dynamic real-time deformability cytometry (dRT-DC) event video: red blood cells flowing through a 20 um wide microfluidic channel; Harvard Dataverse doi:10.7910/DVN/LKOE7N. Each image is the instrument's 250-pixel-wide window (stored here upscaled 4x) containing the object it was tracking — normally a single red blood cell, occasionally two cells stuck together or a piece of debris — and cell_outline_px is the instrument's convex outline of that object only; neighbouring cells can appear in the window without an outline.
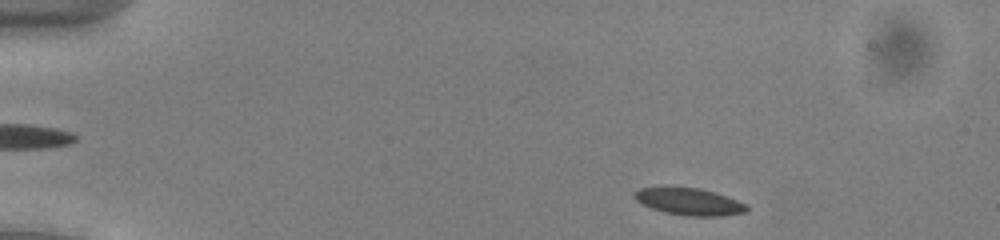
{"species": "common noctule bat (a hibernating species)", "species_latin": "Nyctalus noctula", "temperature_condition": "cold", "stored_images_in_passage": 47, "camera_frame_rate_fps": 3000, "um_per_image_px": 0.085, "animal": {"sex": "male", "body_mass_g": 13.0, "forearm_length_mm": 53.1}, "frame": {"image": 1, "passage_image": 3, "time_ms": 0.667, "image_size_px": [1000, 240], "cell_outline_px": [[748, 208], [744, 212], [720, 216], [688, 216], [664, 212], [652, 208], [636, 200], [632, 196], [640, 188], [660, 184], [668, 184], [700, 188], [748, 204]], "centroid_in_image_um": [58.49, 17.08], "position_along_channel_um": 26.5, "area_um2": 18.15}}
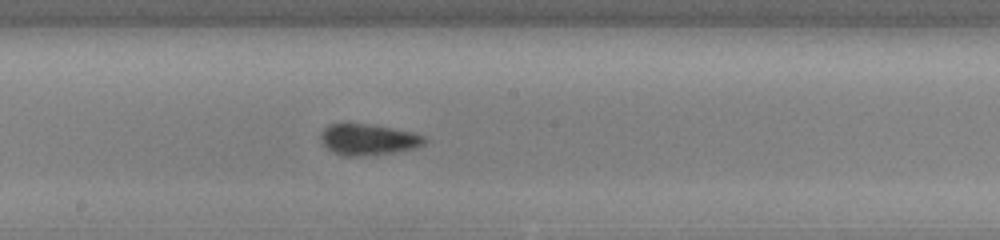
{"frame": {"image": 2, "passage_image": 24, "time_ms": 7.667, "image_size_px": [1000, 240], "cell_outline_px": [[428, 140], [424, 144], [416, 148], [392, 152], [364, 156], [344, 156], [328, 148], [320, 140], [320, 132], [328, 124], [344, 120], [372, 124], [412, 132], [424, 136]], "centroid_in_image_um": [31.25, 11.8], "position_along_channel_um": 216.9, "area_um2": 19.36}}
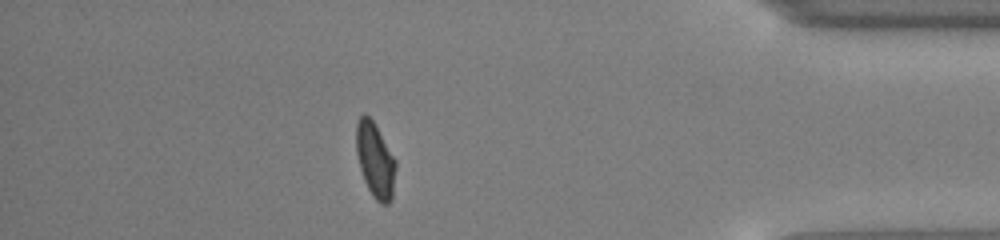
{"frame": {"image": 3, "passage_image": 41, "time_ms": 13.333, "image_size_px": [1000, 240], "cell_outline_px": [[396, 168], [392, 200], [388, 204], [380, 204], [372, 196], [364, 180], [360, 168], [356, 152], [356, 124], [360, 116], [364, 112], [376, 124], [396, 160]], "centroid_in_image_um": [31.9, 13.61], "position_along_channel_um": 403.3, "area_um2": 17.51}, "authors_computed_cell_mechanics": {"area_um2": 17.8024, "velocity_mm_per_s": 3.927, "shape_relaxation_time_tau1_ms": 2.9782, "shape_relaxation_time_tau2_ms": 1.2666, "deformation_change_tau1": 0.1068, "deformation_change_tau2": 0.0553}}